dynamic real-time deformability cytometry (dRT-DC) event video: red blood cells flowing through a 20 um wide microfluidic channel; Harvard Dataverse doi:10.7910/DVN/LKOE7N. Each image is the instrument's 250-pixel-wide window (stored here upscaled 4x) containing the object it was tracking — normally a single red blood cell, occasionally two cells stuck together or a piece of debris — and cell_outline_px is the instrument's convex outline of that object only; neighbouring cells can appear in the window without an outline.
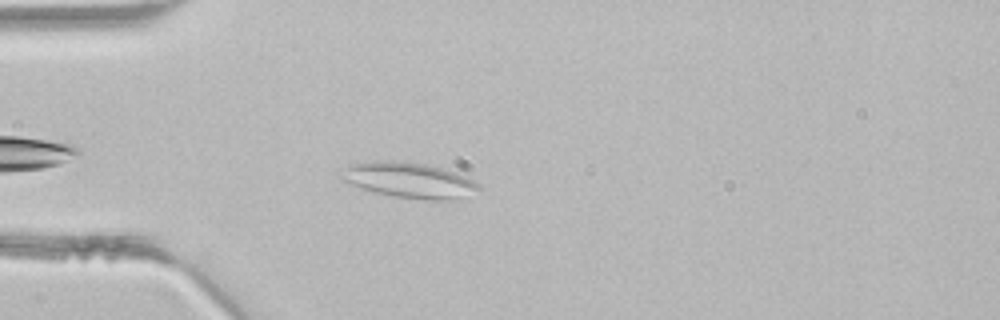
{"species": "common noctule bat (a hibernating species)", "species_latin": "Nyctalus noctula", "temperature_condition": "room temperature", "stored_images_in_passage": 3, "camera_frame_rate_fps": 3000, "um_per_image_px": 0.085, "animal": {"sex": "male", "body_mass_g": 21.5, "forearm_length_mm": 52.0}, "frame": {"image": 1, "passage_image": 3, "time_ms": 0.667, "image_size_px": [1000, 320], "cell_outline_px": [[480, 192], [456, 200], [424, 200], [392, 196], [372, 192], [360, 188], [340, 180], [336, 176], [336, 172], [352, 164], [380, 160], [392, 160], [424, 164], [440, 168], [464, 176], [480, 184]], "centroid_in_image_um": [34.72, 15.34], "position_along_channel_um": 50.3, "area_um2": 28.9}}